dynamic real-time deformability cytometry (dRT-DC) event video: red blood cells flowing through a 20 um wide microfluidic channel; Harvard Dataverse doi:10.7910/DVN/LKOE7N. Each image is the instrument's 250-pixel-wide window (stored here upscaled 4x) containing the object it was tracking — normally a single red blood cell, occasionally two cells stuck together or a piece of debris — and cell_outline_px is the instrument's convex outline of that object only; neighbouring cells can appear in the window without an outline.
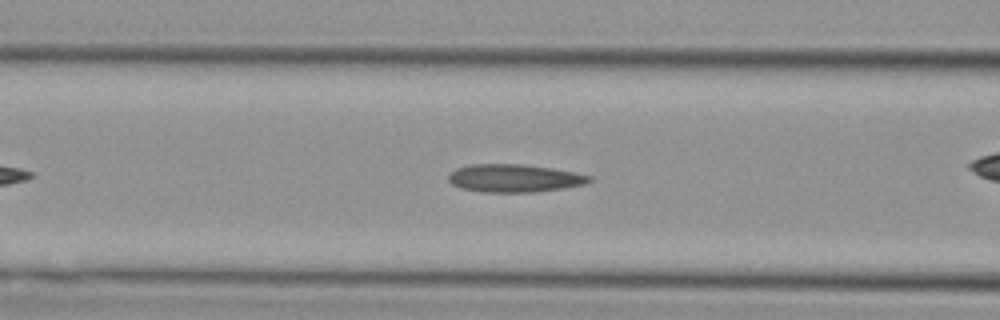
{"species": "Egyptian fruit bat (a non-hibernating species)", "species_latin": "Rousettus aegyptiacus", "temperature_condition": "cold", "stored_images_in_passage": 39, "camera_frame_rate_fps": 3000, "um_per_image_px": 0.085, "animal": {"sex": "female"}, "frame": {"image": 1, "passage_image": 10, "time_ms": 3.0, "image_size_px": [1000, 320], "cell_outline_px": [[592, 180], [584, 184], [564, 188], [536, 192], [480, 192], [460, 188], [452, 184], [448, 180], [448, 176], [456, 168], [472, 164], [524, 164], [552, 168], [576, 172], [592, 176]], "centroid_in_image_um": [43.73, 15.15], "position_along_channel_um": 122.9, "area_um2": 23.06}}
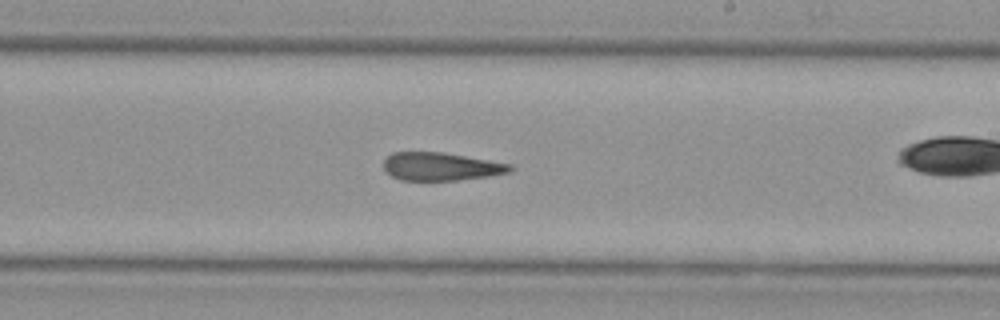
{"frame": {"image": 2, "passage_image": 19, "time_ms": 6.0, "image_size_px": [1000, 320], "cell_outline_px": [[516, 168], [508, 172], [488, 176], [456, 180], [400, 180], [392, 176], [384, 168], [384, 160], [392, 152], [444, 152], [512, 164]], "centroid_in_image_um": [37.5, 14.15], "position_along_channel_um": 251.5, "area_um2": 20.63}}
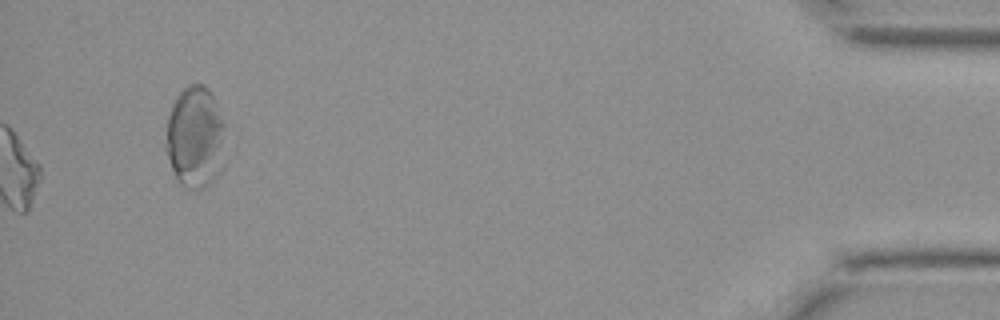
{"frame": {"image": 3, "passage_image": 39, "time_ms": 12.667, "image_size_px": [1000, 320], "cell_outline_px": [[224, 164], [216, 176], [208, 184], [200, 188], [184, 188], [176, 180], [164, 148], [168, 116], [172, 104], [176, 96], [188, 84], [204, 84], [212, 92], [216, 100], [224, 124]], "centroid_in_image_um": [16.58, 11.65], "position_along_channel_um": 418.6, "area_um2": 35.84}}